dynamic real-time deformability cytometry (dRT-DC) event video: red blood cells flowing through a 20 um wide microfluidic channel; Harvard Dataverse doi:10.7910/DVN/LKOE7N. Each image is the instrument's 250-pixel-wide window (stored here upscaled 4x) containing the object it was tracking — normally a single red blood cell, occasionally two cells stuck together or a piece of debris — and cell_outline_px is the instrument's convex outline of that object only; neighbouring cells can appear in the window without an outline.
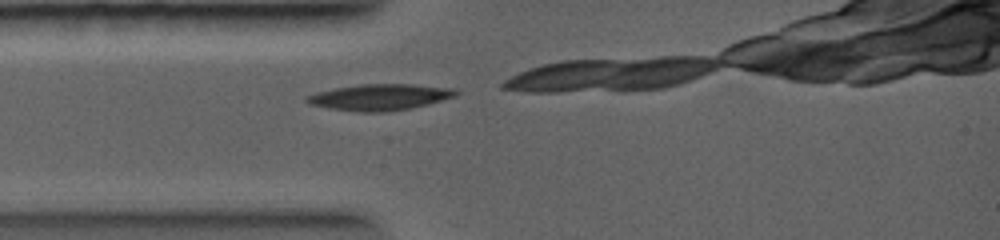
{"species": "common noctule bat (a hibernating species)", "species_latin": "Nyctalus noctula", "temperature_condition": "warm", "stored_images_in_passage": 6, "camera_frame_rate_fps": 5000, "um_per_image_px": 0.085, "animal": {"sex": "female", "body_mass_g": 19.0, "forearm_length_mm": 56.7}, "frame": {"image": 1, "passage_image": 1, "time_ms": 0.0, "image_size_px": [1000, 240], "cell_outline_px": [[460, 92], [456, 96], [428, 104], [388, 112], [360, 112], [328, 108], [312, 104], [304, 100], [308, 96], [316, 92], [336, 88], [364, 84], [412, 84], [452, 88]], "centroid_in_image_um": [32.31, 8.26], "position_along_channel_um": 52.7, "area_um2": 22.54}}